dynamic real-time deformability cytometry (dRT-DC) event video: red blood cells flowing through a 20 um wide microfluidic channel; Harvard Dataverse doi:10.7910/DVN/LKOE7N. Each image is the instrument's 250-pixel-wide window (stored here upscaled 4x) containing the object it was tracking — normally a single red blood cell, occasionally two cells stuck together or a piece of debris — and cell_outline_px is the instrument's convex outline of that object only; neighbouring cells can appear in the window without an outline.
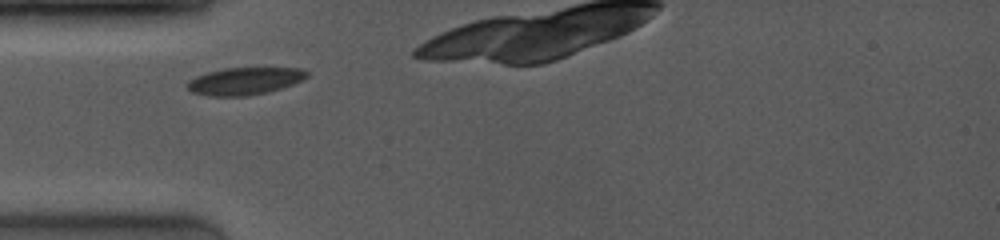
{"species": "common noctule bat (a hibernating species)", "species_latin": "Nyctalus noctula", "temperature_condition": "room temperature", "stored_images_in_passage": 6, "camera_frame_rate_fps": 4000, "um_per_image_px": 0.085, "animal": {"sex": "female", "body_mass_g": 19.0, "forearm_length_mm": 53.3}, "frame": {"image": 1, "passage_image": 1, "time_ms": 0.0, "image_size_px": [1000, 240], "cell_outline_px": [[308, 76], [292, 84], [268, 92], [244, 96], [208, 96], [192, 92], [184, 84], [188, 80], [196, 76], [208, 72], [224, 68], [300, 68], [308, 72]], "centroid_in_image_um": [20.74, 6.89], "position_along_channel_um": 64.3, "area_um2": 18.96}}